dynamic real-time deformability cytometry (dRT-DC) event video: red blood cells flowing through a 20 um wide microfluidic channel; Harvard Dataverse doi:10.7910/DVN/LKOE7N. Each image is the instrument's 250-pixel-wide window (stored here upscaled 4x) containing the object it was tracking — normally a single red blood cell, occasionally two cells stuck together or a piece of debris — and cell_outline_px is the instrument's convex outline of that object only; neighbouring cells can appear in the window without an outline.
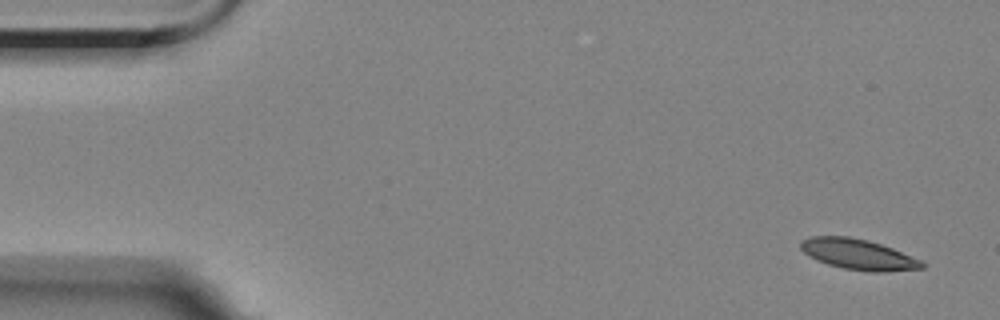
{"species": "Egyptian fruit bat (a non-hibernating species)", "species_latin": "Rousettus aegyptiacus", "temperature_condition": "room temperature", "stored_images_in_passage": 4, "camera_frame_rate_fps": 3000, "um_per_image_px": 0.085, "animal": {"sex": "female"}, "frame": {"image": 1, "passage_image": 1, "time_ms": 0.0, "image_size_px": [1000, 320], "cell_outline_px": [[924, 268], [884, 272], [872, 272], [844, 268], [828, 264], [816, 260], [804, 252], [800, 248], [800, 240], [808, 236], [848, 236], [868, 240], [892, 248], [920, 260], [924, 264]], "centroid_in_image_um": [72.91, 21.61], "position_along_channel_um": 12.1, "area_um2": 21.5}}
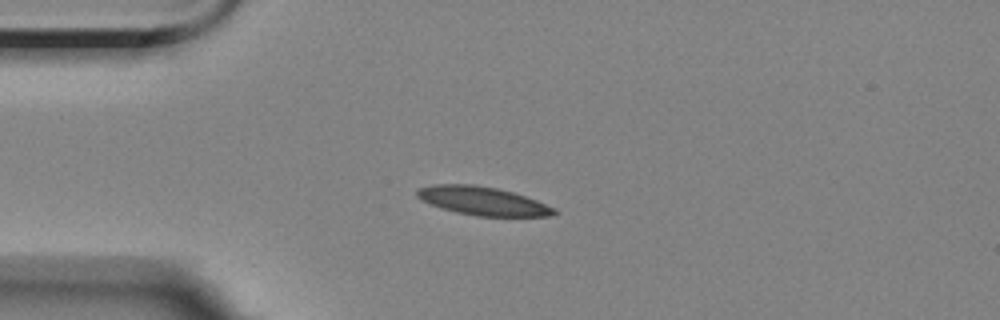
{"frame": {"image": 2, "passage_image": 4, "time_ms": 3.667, "image_size_px": [1000, 320], "cell_outline_px": [[560, 212], [552, 216], [476, 216], [456, 212], [440, 208], [416, 196], [416, 188], [432, 184], [472, 184], [496, 188], [512, 192], [536, 200], [556, 208]], "centroid_in_image_um": [41.04, 17.08], "position_along_channel_um": 44.0, "area_um2": 22.77}}